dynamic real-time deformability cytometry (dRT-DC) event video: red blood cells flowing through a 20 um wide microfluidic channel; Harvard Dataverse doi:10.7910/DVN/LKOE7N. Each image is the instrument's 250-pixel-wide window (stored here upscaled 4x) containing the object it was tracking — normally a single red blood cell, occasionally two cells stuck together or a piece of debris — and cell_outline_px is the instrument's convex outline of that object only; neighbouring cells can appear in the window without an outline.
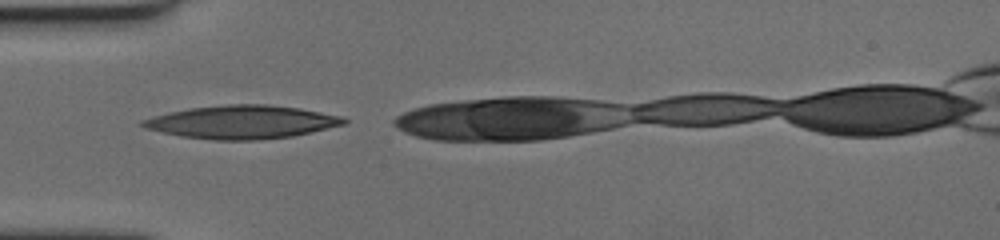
{"species": "human", "species_latin": "Homo sapiens", "temperature_condition": "cold", "stored_images_in_passage": 19, "camera_frame_rate_fps": 3000, "um_per_image_px": 0.085, "donor": {"sex": "female"}, "frame": {"image": 1, "passage_image": 1, "time_ms": 0.0, "image_size_px": [1000, 240], "cell_outline_px": [[348, 120], [344, 124], [292, 136], [260, 140], [216, 140], [180, 136], [144, 128], [140, 124], [140, 120], [152, 116], [168, 112], [188, 108], [224, 104], [268, 104], [300, 108], [344, 116]], "centroid_in_image_um": [20.53, 10.36], "position_along_channel_um": 64.5, "area_um2": 39.19}}
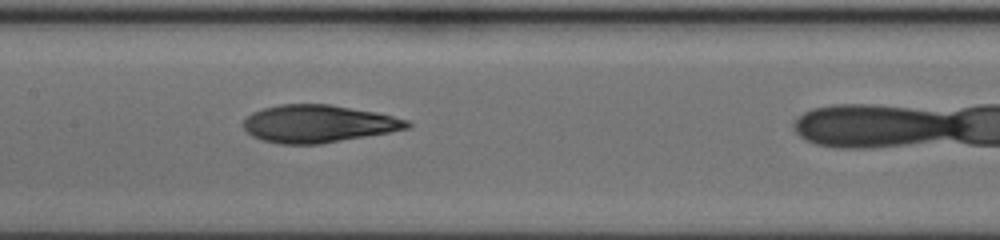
{"frame": {"image": 2, "passage_image": 11, "time_ms": 3.333, "image_size_px": [1000, 240], "cell_outline_px": [[412, 124], [408, 128], [388, 132], [320, 144], [280, 144], [264, 140], [252, 136], [244, 128], [244, 120], [252, 112], [264, 108], [280, 104], [328, 104], [376, 112], [408, 120]], "centroid_in_image_um": [27.04, 10.51], "position_along_channel_um": 180.4, "area_um2": 35.49}}
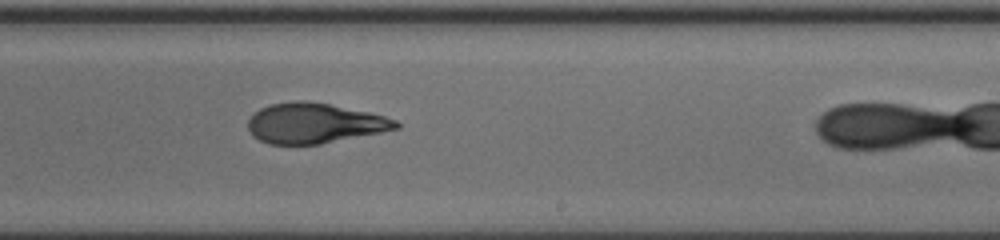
{"frame": {"image": 3, "passage_image": 18, "time_ms": 5.667, "image_size_px": [1000, 240], "cell_outline_px": [[400, 128], [320, 144], [268, 144], [252, 136], [248, 128], [248, 120], [260, 108], [268, 104], [296, 100], [304, 100], [328, 104], [368, 112], [384, 116], [396, 120], [400, 124]], "centroid_in_image_um": [26.69, 10.47], "position_along_channel_um": 262.3, "area_um2": 34.45}}